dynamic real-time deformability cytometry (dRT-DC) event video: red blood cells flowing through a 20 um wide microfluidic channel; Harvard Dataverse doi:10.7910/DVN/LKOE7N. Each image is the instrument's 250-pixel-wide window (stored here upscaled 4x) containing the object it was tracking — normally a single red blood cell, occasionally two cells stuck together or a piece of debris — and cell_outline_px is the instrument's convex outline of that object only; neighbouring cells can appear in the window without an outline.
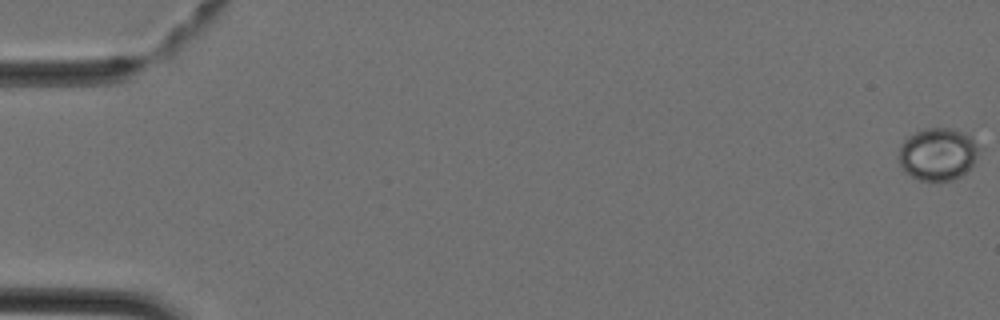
{"species": "Egyptian fruit bat (a non-hibernating species)", "species_latin": "Rousettus aegyptiacus", "temperature_condition": "cold", "stored_images_in_passage": 14, "camera_frame_rate_fps": 3000, "um_per_image_px": 0.085, "animal": {"sex": "female"}, "frame": {"image": 1, "passage_image": 1, "time_ms": 0.0, "image_size_px": [1000, 320], "cell_outline_px": [[980, 148], [972, 164], [960, 176], [952, 180], [936, 184], [920, 180], [904, 172], [900, 168], [900, 144], [908, 136], [916, 132], [928, 128], [952, 128], [972, 136]], "centroid_in_image_um": [79.7, 13.13], "position_along_channel_um": 5.3, "area_um2": 24.8}}
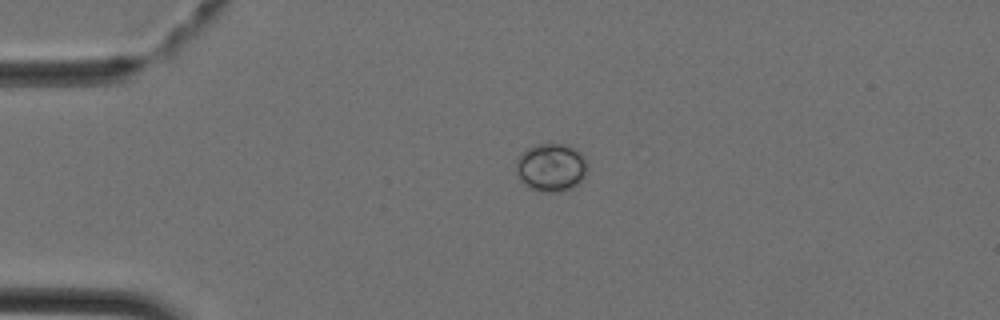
{"frame": {"image": 2, "passage_image": 11, "time_ms": 3.333, "image_size_px": [1000, 320], "cell_outline_px": [[588, 168], [580, 184], [572, 188], [556, 192], [540, 192], [528, 188], [520, 180], [516, 168], [516, 164], [520, 156], [528, 148], [536, 144], [548, 140], [568, 144], [576, 148], [584, 156]], "centroid_in_image_um": [46.88, 14.19], "position_along_channel_um": 38.1, "area_um2": 20.63}}